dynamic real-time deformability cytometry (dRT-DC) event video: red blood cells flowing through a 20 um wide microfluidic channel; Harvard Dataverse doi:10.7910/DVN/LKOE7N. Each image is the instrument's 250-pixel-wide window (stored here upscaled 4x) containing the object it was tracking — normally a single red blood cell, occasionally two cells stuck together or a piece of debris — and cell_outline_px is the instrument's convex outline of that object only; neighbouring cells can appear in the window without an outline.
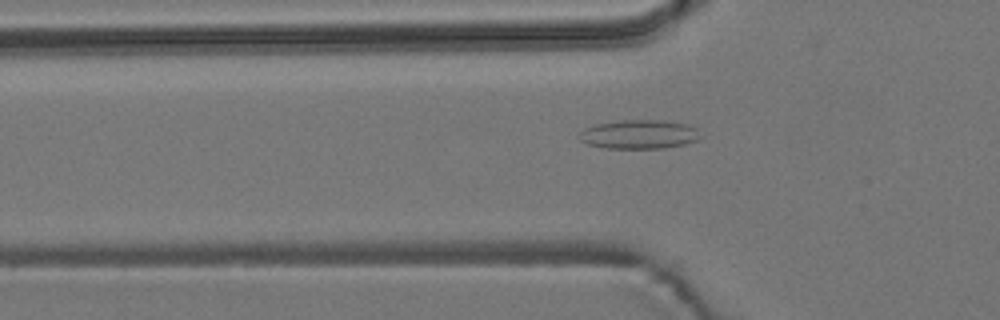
{"species": "common noctule bat (a hibernating species)", "species_latin": "Nyctalus noctula", "temperature_condition": "room temperature", "stored_images_in_passage": 34, "camera_frame_rate_fps": 3000, "um_per_image_px": 0.085, "animal": {"sex": "male", "body_mass_g": 19.2, "forearm_length_mm": 51.8}, "frame": {"image": 1, "passage_image": 4, "time_ms": 1.0, "image_size_px": [1000, 320], "cell_outline_px": [[704, 136], [696, 140], [684, 144], [664, 148], [604, 148], [588, 144], [580, 140], [580, 132], [584, 128], [596, 124], [620, 120], [664, 120], [692, 124]], "centroid_in_image_um": [54.38, 11.41], "position_along_channel_um": 71.4, "area_um2": 20.69}}
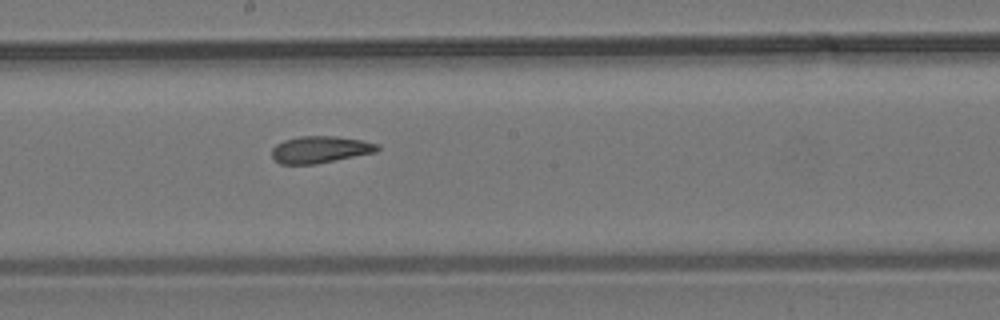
{"frame": {"image": 2, "passage_image": 16, "time_ms": 5.0, "image_size_px": [1000, 320], "cell_outline_px": [[380, 148], [376, 152], [316, 164], [280, 164], [272, 156], [272, 148], [276, 144], [284, 140], [300, 136], [336, 136], [360, 140], [380, 144]], "centroid_in_image_um": [27.22, 12.71], "position_along_channel_um": 221.0, "area_um2": 16.53}}
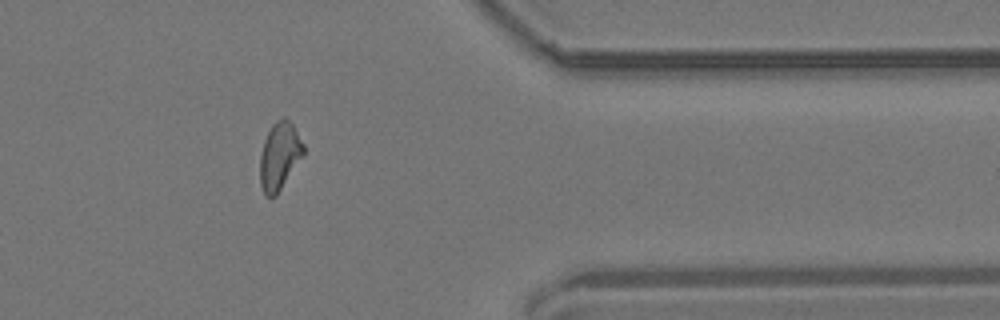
{"frame": {"image": 3, "passage_image": 31, "time_ms": 10.0, "image_size_px": [1000, 320], "cell_outline_px": [[304, 156], [276, 196], [264, 196], [260, 184], [260, 156], [264, 140], [272, 124], [276, 120], [284, 116], [292, 124], [304, 144]], "centroid_in_image_um": [23.76, 13.28], "position_along_channel_um": 387.6, "area_um2": 17.28}, "authors_computed_cell_mechanics": {"area_um2": 16.9643, "velocity_mm_per_s": 3.7138, "shape_relaxation_time_tau1_ms": null, "shape_relaxation_time_tau2_ms": 3.3084, "deformation_change_tau1": null, "deformation_change_tau2": 0.1252}}